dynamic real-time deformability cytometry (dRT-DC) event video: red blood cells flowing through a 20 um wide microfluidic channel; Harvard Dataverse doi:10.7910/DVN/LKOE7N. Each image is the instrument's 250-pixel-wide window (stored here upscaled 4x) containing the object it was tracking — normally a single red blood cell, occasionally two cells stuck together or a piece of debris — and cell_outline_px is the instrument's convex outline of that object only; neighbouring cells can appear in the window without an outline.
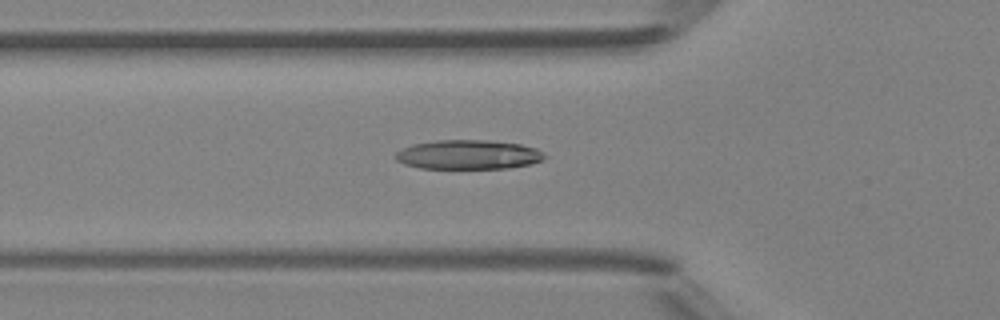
{"species": "Egyptian fruit bat (a non-hibernating species)", "species_latin": "Rousettus aegyptiacus", "temperature_condition": "room temperature", "stored_images_in_passage": 27, "camera_frame_rate_fps": 3000, "um_per_image_px": 0.085, "animal": {"sex": "female"}, "frame": {"image": 1, "passage_image": 2, "time_ms": 0.333, "image_size_px": [1000, 320], "cell_outline_px": [[548, 156], [532, 164], [508, 168], [420, 168], [404, 164], [396, 160], [392, 156], [396, 152], [412, 144], [436, 140], [484, 140], [520, 144], [536, 148], [544, 152]], "centroid_in_image_um": [39.8, 13.14], "position_along_channel_um": 86.0, "area_um2": 25.55}}
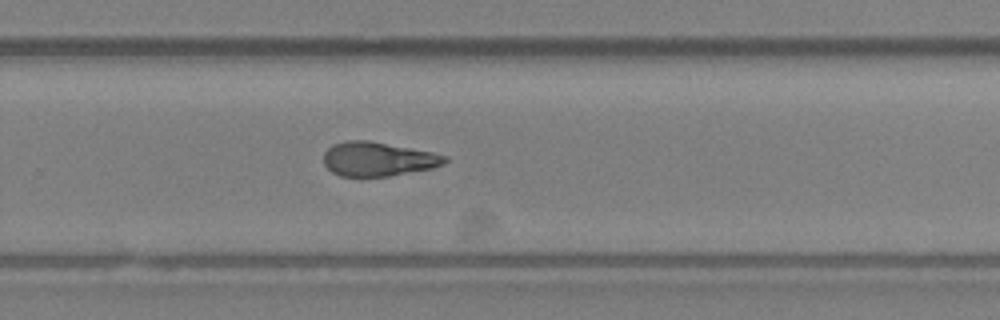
{"frame": {"image": 2, "passage_image": 17, "time_ms": 5.333, "image_size_px": [1000, 320], "cell_outline_px": [[448, 160], [444, 164], [432, 168], [388, 176], [340, 176], [332, 172], [324, 164], [324, 152], [332, 144], [344, 140], [368, 140], [432, 152], [448, 156]], "centroid_in_image_um": [32.11, 13.51], "position_along_channel_um": 297.7, "area_um2": 24.1}}
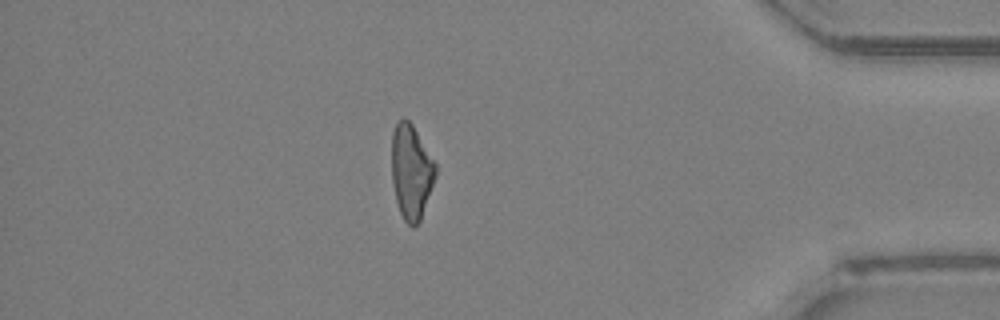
{"frame": {"image": 3, "passage_image": 27, "time_ms": 8.667, "image_size_px": [1000, 320], "cell_outline_px": [[436, 176], [420, 220], [412, 228], [404, 220], [400, 212], [396, 200], [392, 180], [392, 132], [396, 124], [404, 116], [412, 124], [436, 164]], "centroid_in_image_um": [34.95, 14.59], "position_along_channel_um": 400.3, "area_um2": 23.93}}